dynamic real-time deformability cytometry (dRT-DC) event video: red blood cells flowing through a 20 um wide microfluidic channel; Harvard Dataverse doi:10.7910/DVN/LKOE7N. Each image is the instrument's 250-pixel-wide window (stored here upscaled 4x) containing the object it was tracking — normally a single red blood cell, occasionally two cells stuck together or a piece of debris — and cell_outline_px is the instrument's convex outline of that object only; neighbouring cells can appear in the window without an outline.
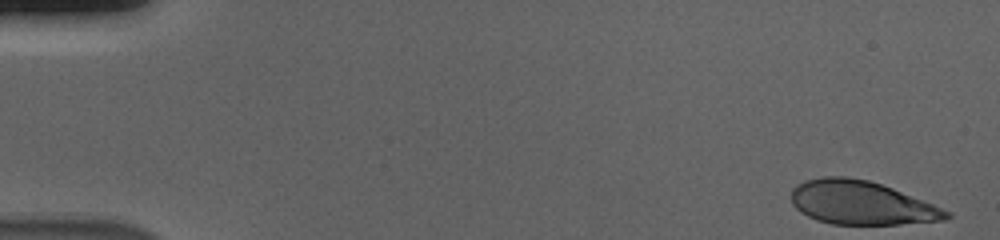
{"species": "human", "species_latin": "Homo sapiens", "temperature_condition": "cold", "stored_images_in_passage": 47, "camera_frame_rate_fps": 3000, "um_per_image_px": 0.085, "donor": {"sex": "male"}, "frame": {"image": 1, "passage_image": 1, "time_ms": 0.0, "image_size_px": [1000, 240], "cell_outline_px": [[952, 216], [944, 220], [900, 224], [832, 224], [816, 220], [800, 212], [792, 204], [792, 188], [796, 184], [804, 180], [824, 176], [844, 176], [868, 180], [892, 188], [952, 212]], "centroid_in_image_um": [73.18, 17.24], "position_along_channel_um": 11.8, "area_um2": 39.36}}
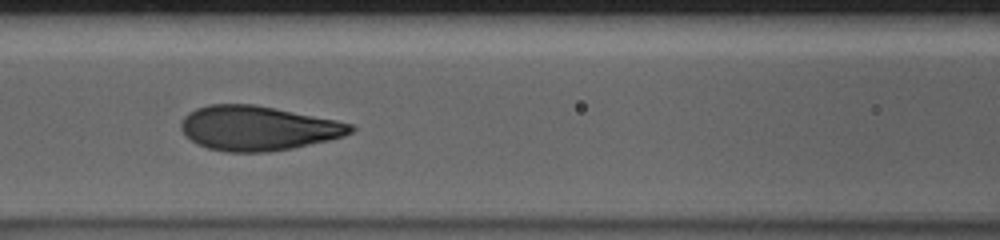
{"frame": {"image": 2, "passage_image": 24, "time_ms": 7.667, "image_size_px": [1000, 240], "cell_outline_px": [[356, 128], [352, 132], [344, 136], [328, 140], [292, 148], [268, 152], [228, 152], [208, 148], [196, 144], [180, 128], [180, 124], [184, 116], [188, 112], [196, 108], [212, 104], [252, 104], [336, 120], [352, 124]], "centroid_in_image_um": [21.91, 10.9], "position_along_channel_um": 144.7, "area_um2": 43.75}}
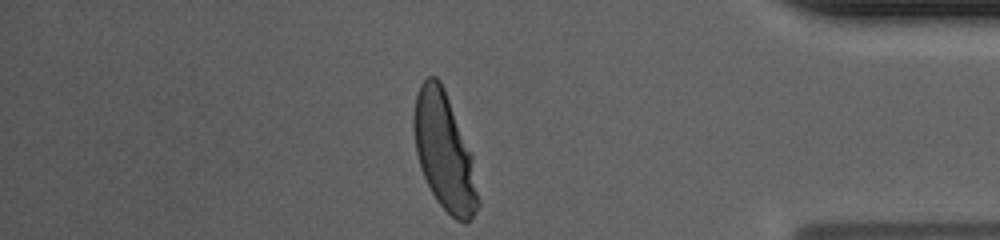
{"frame": {"image": 3, "passage_image": 47, "time_ms": 15.333, "image_size_px": [1000, 240], "cell_outline_px": [[480, 204], [472, 216], [464, 224], [456, 220], [436, 200], [424, 176], [416, 152], [412, 124], [412, 120], [416, 96], [420, 84], [428, 76], [436, 76], [440, 80], [444, 88], [472, 152], [480, 200]], "centroid_in_image_um": [37.78, 12.88], "position_along_channel_um": 397.4, "area_um2": 43.93}, "authors_computed_cell_mechanics": {"area_um2": 43.1188, "velocity_mm_per_s": 3.6662, "shape_relaxation_time_tau1_ms": 2.9992, "shape_relaxation_time_tau2_ms": null, "deformation_change_tau1": 0.1748, "deformation_change_tau2": null}}